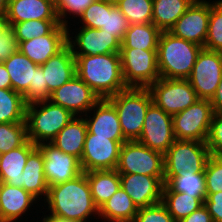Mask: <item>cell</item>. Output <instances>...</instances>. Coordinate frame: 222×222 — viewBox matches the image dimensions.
I'll list each match as a JSON object with an SVG mask.
<instances>
[{
	"label": "cell",
	"mask_w": 222,
	"mask_h": 222,
	"mask_svg": "<svg viewBox=\"0 0 222 222\" xmlns=\"http://www.w3.org/2000/svg\"><path fill=\"white\" fill-rule=\"evenodd\" d=\"M44 158V174L48 186L65 183L83 173L80 160L59 150L51 142L37 145Z\"/></svg>",
	"instance_id": "cell-15"
},
{
	"label": "cell",
	"mask_w": 222,
	"mask_h": 222,
	"mask_svg": "<svg viewBox=\"0 0 222 222\" xmlns=\"http://www.w3.org/2000/svg\"><path fill=\"white\" fill-rule=\"evenodd\" d=\"M138 212L133 200L120 187L117 192L99 208L97 216L103 222H133ZM106 219V220H105Z\"/></svg>",
	"instance_id": "cell-29"
},
{
	"label": "cell",
	"mask_w": 222,
	"mask_h": 222,
	"mask_svg": "<svg viewBox=\"0 0 222 222\" xmlns=\"http://www.w3.org/2000/svg\"><path fill=\"white\" fill-rule=\"evenodd\" d=\"M49 100L70 111L74 116H84L100 98L75 75L70 81L53 91Z\"/></svg>",
	"instance_id": "cell-17"
},
{
	"label": "cell",
	"mask_w": 222,
	"mask_h": 222,
	"mask_svg": "<svg viewBox=\"0 0 222 222\" xmlns=\"http://www.w3.org/2000/svg\"><path fill=\"white\" fill-rule=\"evenodd\" d=\"M51 92L48 90V85L45 83L44 73L41 66L35 69L34 85H30L28 91L23 95L27 104L50 99Z\"/></svg>",
	"instance_id": "cell-44"
},
{
	"label": "cell",
	"mask_w": 222,
	"mask_h": 222,
	"mask_svg": "<svg viewBox=\"0 0 222 222\" xmlns=\"http://www.w3.org/2000/svg\"><path fill=\"white\" fill-rule=\"evenodd\" d=\"M210 1L195 0L169 32L204 48L208 34Z\"/></svg>",
	"instance_id": "cell-14"
},
{
	"label": "cell",
	"mask_w": 222,
	"mask_h": 222,
	"mask_svg": "<svg viewBox=\"0 0 222 222\" xmlns=\"http://www.w3.org/2000/svg\"><path fill=\"white\" fill-rule=\"evenodd\" d=\"M115 169L119 174L164 177V154L148 148L137 140L125 141L121 145Z\"/></svg>",
	"instance_id": "cell-7"
},
{
	"label": "cell",
	"mask_w": 222,
	"mask_h": 222,
	"mask_svg": "<svg viewBox=\"0 0 222 222\" xmlns=\"http://www.w3.org/2000/svg\"><path fill=\"white\" fill-rule=\"evenodd\" d=\"M92 110L93 114L89 115ZM83 117L91 134L109 137V140L117 142L127 141L123 136L118 113L107 98L100 99Z\"/></svg>",
	"instance_id": "cell-19"
},
{
	"label": "cell",
	"mask_w": 222,
	"mask_h": 222,
	"mask_svg": "<svg viewBox=\"0 0 222 222\" xmlns=\"http://www.w3.org/2000/svg\"><path fill=\"white\" fill-rule=\"evenodd\" d=\"M205 198H194L182 192H162V203L176 222L204 205Z\"/></svg>",
	"instance_id": "cell-33"
},
{
	"label": "cell",
	"mask_w": 222,
	"mask_h": 222,
	"mask_svg": "<svg viewBox=\"0 0 222 222\" xmlns=\"http://www.w3.org/2000/svg\"><path fill=\"white\" fill-rule=\"evenodd\" d=\"M59 24V20H28L19 23H9V26L13 30L19 44L35 37L45 36Z\"/></svg>",
	"instance_id": "cell-35"
},
{
	"label": "cell",
	"mask_w": 222,
	"mask_h": 222,
	"mask_svg": "<svg viewBox=\"0 0 222 222\" xmlns=\"http://www.w3.org/2000/svg\"><path fill=\"white\" fill-rule=\"evenodd\" d=\"M123 143L109 140V137L96 136L88 131L80 160L82 171L115 169Z\"/></svg>",
	"instance_id": "cell-13"
},
{
	"label": "cell",
	"mask_w": 222,
	"mask_h": 222,
	"mask_svg": "<svg viewBox=\"0 0 222 222\" xmlns=\"http://www.w3.org/2000/svg\"><path fill=\"white\" fill-rule=\"evenodd\" d=\"M107 99L118 113L124 138L127 141L138 140L147 109L153 103L149 89L128 87Z\"/></svg>",
	"instance_id": "cell-5"
},
{
	"label": "cell",
	"mask_w": 222,
	"mask_h": 222,
	"mask_svg": "<svg viewBox=\"0 0 222 222\" xmlns=\"http://www.w3.org/2000/svg\"><path fill=\"white\" fill-rule=\"evenodd\" d=\"M210 103L213 107L214 113H222V76L218 88L216 89L214 96L210 100Z\"/></svg>",
	"instance_id": "cell-49"
},
{
	"label": "cell",
	"mask_w": 222,
	"mask_h": 222,
	"mask_svg": "<svg viewBox=\"0 0 222 222\" xmlns=\"http://www.w3.org/2000/svg\"><path fill=\"white\" fill-rule=\"evenodd\" d=\"M121 188L137 208H144L162 201L164 177L139 174H119Z\"/></svg>",
	"instance_id": "cell-18"
},
{
	"label": "cell",
	"mask_w": 222,
	"mask_h": 222,
	"mask_svg": "<svg viewBox=\"0 0 222 222\" xmlns=\"http://www.w3.org/2000/svg\"><path fill=\"white\" fill-rule=\"evenodd\" d=\"M43 219H41V222H72V221H68V220H63V219H59V218H46L45 216L42 215Z\"/></svg>",
	"instance_id": "cell-53"
},
{
	"label": "cell",
	"mask_w": 222,
	"mask_h": 222,
	"mask_svg": "<svg viewBox=\"0 0 222 222\" xmlns=\"http://www.w3.org/2000/svg\"><path fill=\"white\" fill-rule=\"evenodd\" d=\"M0 89H12L11 79L3 62H0Z\"/></svg>",
	"instance_id": "cell-50"
},
{
	"label": "cell",
	"mask_w": 222,
	"mask_h": 222,
	"mask_svg": "<svg viewBox=\"0 0 222 222\" xmlns=\"http://www.w3.org/2000/svg\"><path fill=\"white\" fill-rule=\"evenodd\" d=\"M6 18L8 23L58 20L56 7L49 0H9Z\"/></svg>",
	"instance_id": "cell-23"
},
{
	"label": "cell",
	"mask_w": 222,
	"mask_h": 222,
	"mask_svg": "<svg viewBox=\"0 0 222 222\" xmlns=\"http://www.w3.org/2000/svg\"><path fill=\"white\" fill-rule=\"evenodd\" d=\"M80 27L75 28V31L78 30L75 32L76 34L72 32L74 37L70 33V26L67 27V44L71 47L73 55H101L120 52L121 42L114 35L101 29Z\"/></svg>",
	"instance_id": "cell-16"
},
{
	"label": "cell",
	"mask_w": 222,
	"mask_h": 222,
	"mask_svg": "<svg viewBox=\"0 0 222 222\" xmlns=\"http://www.w3.org/2000/svg\"><path fill=\"white\" fill-rule=\"evenodd\" d=\"M206 197L222 191V156H213L207 160L205 170Z\"/></svg>",
	"instance_id": "cell-40"
},
{
	"label": "cell",
	"mask_w": 222,
	"mask_h": 222,
	"mask_svg": "<svg viewBox=\"0 0 222 222\" xmlns=\"http://www.w3.org/2000/svg\"><path fill=\"white\" fill-rule=\"evenodd\" d=\"M195 0H153L152 23L169 31Z\"/></svg>",
	"instance_id": "cell-30"
},
{
	"label": "cell",
	"mask_w": 222,
	"mask_h": 222,
	"mask_svg": "<svg viewBox=\"0 0 222 222\" xmlns=\"http://www.w3.org/2000/svg\"><path fill=\"white\" fill-rule=\"evenodd\" d=\"M1 188H2V182L0 181V191H1Z\"/></svg>",
	"instance_id": "cell-56"
},
{
	"label": "cell",
	"mask_w": 222,
	"mask_h": 222,
	"mask_svg": "<svg viewBox=\"0 0 222 222\" xmlns=\"http://www.w3.org/2000/svg\"><path fill=\"white\" fill-rule=\"evenodd\" d=\"M203 47L162 31L158 40L157 65L161 78L187 79Z\"/></svg>",
	"instance_id": "cell-3"
},
{
	"label": "cell",
	"mask_w": 222,
	"mask_h": 222,
	"mask_svg": "<svg viewBox=\"0 0 222 222\" xmlns=\"http://www.w3.org/2000/svg\"><path fill=\"white\" fill-rule=\"evenodd\" d=\"M10 28L6 14H0V36Z\"/></svg>",
	"instance_id": "cell-51"
},
{
	"label": "cell",
	"mask_w": 222,
	"mask_h": 222,
	"mask_svg": "<svg viewBox=\"0 0 222 222\" xmlns=\"http://www.w3.org/2000/svg\"><path fill=\"white\" fill-rule=\"evenodd\" d=\"M37 147L30 140L22 146L0 154V181L21 188V177L29 154Z\"/></svg>",
	"instance_id": "cell-24"
},
{
	"label": "cell",
	"mask_w": 222,
	"mask_h": 222,
	"mask_svg": "<svg viewBox=\"0 0 222 222\" xmlns=\"http://www.w3.org/2000/svg\"><path fill=\"white\" fill-rule=\"evenodd\" d=\"M27 140L26 122L0 123V154L22 146Z\"/></svg>",
	"instance_id": "cell-37"
},
{
	"label": "cell",
	"mask_w": 222,
	"mask_h": 222,
	"mask_svg": "<svg viewBox=\"0 0 222 222\" xmlns=\"http://www.w3.org/2000/svg\"><path fill=\"white\" fill-rule=\"evenodd\" d=\"M87 132V123L84 117L75 116L51 143L64 153L81 160Z\"/></svg>",
	"instance_id": "cell-26"
},
{
	"label": "cell",
	"mask_w": 222,
	"mask_h": 222,
	"mask_svg": "<svg viewBox=\"0 0 222 222\" xmlns=\"http://www.w3.org/2000/svg\"><path fill=\"white\" fill-rule=\"evenodd\" d=\"M74 117L70 111L49 99L29 103L25 116L27 138L35 145L52 142Z\"/></svg>",
	"instance_id": "cell-4"
},
{
	"label": "cell",
	"mask_w": 222,
	"mask_h": 222,
	"mask_svg": "<svg viewBox=\"0 0 222 222\" xmlns=\"http://www.w3.org/2000/svg\"><path fill=\"white\" fill-rule=\"evenodd\" d=\"M103 1L112 5H117L120 2V0H103Z\"/></svg>",
	"instance_id": "cell-54"
},
{
	"label": "cell",
	"mask_w": 222,
	"mask_h": 222,
	"mask_svg": "<svg viewBox=\"0 0 222 222\" xmlns=\"http://www.w3.org/2000/svg\"><path fill=\"white\" fill-rule=\"evenodd\" d=\"M148 89L153 103L170 115L185 110L199 99L187 79H164L160 77Z\"/></svg>",
	"instance_id": "cell-10"
},
{
	"label": "cell",
	"mask_w": 222,
	"mask_h": 222,
	"mask_svg": "<svg viewBox=\"0 0 222 222\" xmlns=\"http://www.w3.org/2000/svg\"><path fill=\"white\" fill-rule=\"evenodd\" d=\"M21 177V188L30 192L39 201L48 194V183L44 174V158L38 147L28 156Z\"/></svg>",
	"instance_id": "cell-25"
},
{
	"label": "cell",
	"mask_w": 222,
	"mask_h": 222,
	"mask_svg": "<svg viewBox=\"0 0 222 222\" xmlns=\"http://www.w3.org/2000/svg\"><path fill=\"white\" fill-rule=\"evenodd\" d=\"M11 79L12 90L24 95L34 85L35 69L39 66L19 50L3 61Z\"/></svg>",
	"instance_id": "cell-27"
},
{
	"label": "cell",
	"mask_w": 222,
	"mask_h": 222,
	"mask_svg": "<svg viewBox=\"0 0 222 222\" xmlns=\"http://www.w3.org/2000/svg\"><path fill=\"white\" fill-rule=\"evenodd\" d=\"M40 66L43 69L45 83L51 93L76 75L75 57L68 44Z\"/></svg>",
	"instance_id": "cell-22"
},
{
	"label": "cell",
	"mask_w": 222,
	"mask_h": 222,
	"mask_svg": "<svg viewBox=\"0 0 222 222\" xmlns=\"http://www.w3.org/2000/svg\"><path fill=\"white\" fill-rule=\"evenodd\" d=\"M204 48L222 52V0L211 2L208 34Z\"/></svg>",
	"instance_id": "cell-38"
},
{
	"label": "cell",
	"mask_w": 222,
	"mask_h": 222,
	"mask_svg": "<svg viewBox=\"0 0 222 222\" xmlns=\"http://www.w3.org/2000/svg\"><path fill=\"white\" fill-rule=\"evenodd\" d=\"M94 1L95 0H60L55 5L60 24L68 27V19H70L69 16L72 14L74 19L77 17L79 18L86 8H88Z\"/></svg>",
	"instance_id": "cell-41"
},
{
	"label": "cell",
	"mask_w": 222,
	"mask_h": 222,
	"mask_svg": "<svg viewBox=\"0 0 222 222\" xmlns=\"http://www.w3.org/2000/svg\"><path fill=\"white\" fill-rule=\"evenodd\" d=\"M51 1L54 5H56L60 0H49Z\"/></svg>",
	"instance_id": "cell-55"
},
{
	"label": "cell",
	"mask_w": 222,
	"mask_h": 222,
	"mask_svg": "<svg viewBox=\"0 0 222 222\" xmlns=\"http://www.w3.org/2000/svg\"><path fill=\"white\" fill-rule=\"evenodd\" d=\"M213 115L210 100L198 99L185 110L172 115L175 138L206 142Z\"/></svg>",
	"instance_id": "cell-9"
},
{
	"label": "cell",
	"mask_w": 222,
	"mask_h": 222,
	"mask_svg": "<svg viewBox=\"0 0 222 222\" xmlns=\"http://www.w3.org/2000/svg\"><path fill=\"white\" fill-rule=\"evenodd\" d=\"M18 51L17 38L11 28L0 36V62L7 60Z\"/></svg>",
	"instance_id": "cell-46"
},
{
	"label": "cell",
	"mask_w": 222,
	"mask_h": 222,
	"mask_svg": "<svg viewBox=\"0 0 222 222\" xmlns=\"http://www.w3.org/2000/svg\"><path fill=\"white\" fill-rule=\"evenodd\" d=\"M209 157L206 142L176 139L164 153V184L180 171L204 173Z\"/></svg>",
	"instance_id": "cell-6"
},
{
	"label": "cell",
	"mask_w": 222,
	"mask_h": 222,
	"mask_svg": "<svg viewBox=\"0 0 222 222\" xmlns=\"http://www.w3.org/2000/svg\"><path fill=\"white\" fill-rule=\"evenodd\" d=\"M179 222H213L211 214L203 205Z\"/></svg>",
	"instance_id": "cell-48"
},
{
	"label": "cell",
	"mask_w": 222,
	"mask_h": 222,
	"mask_svg": "<svg viewBox=\"0 0 222 222\" xmlns=\"http://www.w3.org/2000/svg\"><path fill=\"white\" fill-rule=\"evenodd\" d=\"M9 0H0V14H6Z\"/></svg>",
	"instance_id": "cell-52"
},
{
	"label": "cell",
	"mask_w": 222,
	"mask_h": 222,
	"mask_svg": "<svg viewBox=\"0 0 222 222\" xmlns=\"http://www.w3.org/2000/svg\"><path fill=\"white\" fill-rule=\"evenodd\" d=\"M129 25L152 23L153 0H120L116 5Z\"/></svg>",
	"instance_id": "cell-36"
},
{
	"label": "cell",
	"mask_w": 222,
	"mask_h": 222,
	"mask_svg": "<svg viewBox=\"0 0 222 222\" xmlns=\"http://www.w3.org/2000/svg\"><path fill=\"white\" fill-rule=\"evenodd\" d=\"M128 27L129 23L118 6L106 2V20L104 26L100 29L108 34L114 35L122 42Z\"/></svg>",
	"instance_id": "cell-39"
},
{
	"label": "cell",
	"mask_w": 222,
	"mask_h": 222,
	"mask_svg": "<svg viewBox=\"0 0 222 222\" xmlns=\"http://www.w3.org/2000/svg\"><path fill=\"white\" fill-rule=\"evenodd\" d=\"M68 28L57 25L49 34L20 42L18 50L37 65H43L67 45Z\"/></svg>",
	"instance_id": "cell-20"
},
{
	"label": "cell",
	"mask_w": 222,
	"mask_h": 222,
	"mask_svg": "<svg viewBox=\"0 0 222 222\" xmlns=\"http://www.w3.org/2000/svg\"><path fill=\"white\" fill-rule=\"evenodd\" d=\"M38 202L39 200L36 197L23 188L2 183L0 222H16L19 218L22 219L30 211L28 209Z\"/></svg>",
	"instance_id": "cell-21"
},
{
	"label": "cell",
	"mask_w": 222,
	"mask_h": 222,
	"mask_svg": "<svg viewBox=\"0 0 222 222\" xmlns=\"http://www.w3.org/2000/svg\"><path fill=\"white\" fill-rule=\"evenodd\" d=\"M204 206L211 214L213 222H222V191L209 194L204 200Z\"/></svg>",
	"instance_id": "cell-47"
},
{
	"label": "cell",
	"mask_w": 222,
	"mask_h": 222,
	"mask_svg": "<svg viewBox=\"0 0 222 222\" xmlns=\"http://www.w3.org/2000/svg\"><path fill=\"white\" fill-rule=\"evenodd\" d=\"M76 75L84 81L100 99L109 98L127 89L119 53L101 55H74Z\"/></svg>",
	"instance_id": "cell-2"
},
{
	"label": "cell",
	"mask_w": 222,
	"mask_h": 222,
	"mask_svg": "<svg viewBox=\"0 0 222 222\" xmlns=\"http://www.w3.org/2000/svg\"><path fill=\"white\" fill-rule=\"evenodd\" d=\"M162 192H182L194 198H206L205 175L180 171L164 184Z\"/></svg>",
	"instance_id": "cell-32"
},
{
	"label": "cell",
	"mask_w": 222,
	"mask_h": 222,
	"mask_svg": "<svg viewBox=\"0 0 222 222\" xmlns=\"http://www.w3.org/2000/svg\"><path fill=\"white\" fill-rule=\"evenodd\" d=\"M161 31L153 24H131L125 32L121 48L157 50Z\"/></svg>",
	"instance_id": "cell-31"
},
{
	"label": "cell",
	"mask_w": 222,
	"mask_h": 222,
	"mask_svg": "<svg viewBox=\"0 0 222 222\" xmlns=\"http://www.w3.org/2000/svg\"><path fill=\"white\" fill-rule=\"evenodd\" d=\"M90 186L95 205L103 206L121 187L120 176L116 169L93 170L84 172Z\"/></svg>",
	"instance_id": "cell-28"
},
{
	"label": "cell",
	"mask_w": 222,
	"mask_h": 222,
	"mask_svg": "<svg viewBox=\"0 0 222 222\" xmlns=\"http://www.w3.org/2000/svg\"><path fill=\"white\" fill-rule=\"evenodd\" d=\"M119 54L127 87L148 88L160 78L157 50L120 48Z\"/></svg>",
	"instance_id": "cell-8"
},
{
	"label": "cell",
	"mask_w": 222,
	"mask_h": 222,
	"mask_svg": "<svg viewBox=\"0 0 222 222\" xmlns=\"http://www.w3.org/2000/svg\"><path fill=\"white\" fill-rule=\"evenodd\" d=\"M106 20V2L95 0L79 17L82 27L100 29ZM80 21V22H79Z\"/></svg>",
	"instance_id": "cell-42"
},
{
	"label": "cell",
	"mask_w": 222,
	"mask_h": 222,
	"mask_svg": "<svg viewBox=\"0 0 222 222\" xmlns=\"http://www.w3.org/2000/svg\"><path fill=\"white\" fill-rule=\"evenodd\" d=\"M222 76V52L202 48L187 78L199 99L211 100Z\"/></svg>",
	"instance_id": "cell-11"
},
{
	"label": "cell",
	"mask_w": 222,
	"mask_h": 222,
	"mask_svg": "<svg viewBox=\"0 0 222 222\" xmlns=\"http://www.w3.org/2000/svg\"><path fill=\"white\" fill-rule=\"evenodd\" d=\"M26 106L22 94L0 89V123L25 122Z\"/></svg>",
	"instance_id": "cell-34"
},
{
	"label": "cell",
	"mask_w": 222,
	"mask_h": 222,
	"mask_svg": "<svg viewBox=\"0 0 222 222\" xmlns=\"http://www.w3.org/2000/svg\"><path fill=\"white\" fill-rule=\"evenodd\" d=\"M133 222H176L168 212L166 206L159 202L157 204L139 208Z\"/></svg>",
	"instance_id": "cell-43"
},
{
	"label": "cell",
	"mask_w": 222,
	"mask_h": 222,
	"mask_svg": "<svg viewBox=\"0 0 222 222\" xmlns=\"http://www.w3.org/2000/svg\"><path fill=\"white\" fill-rule=\"evenodd\" d=\"M175 140L172 115L152 103L147 109L143 129L137 141L164 154Z\"/></svg>",
	"instance_id": "cell-12"
},
{
	"label": "cell",
	"mask_w": 222,
	"mask_h": 222,
	"mask_svg": "<svg viewBox=\"0 0 222 222\" xmlns=\"http://www.w3.org/2000/svg\"><path fill=\"white\" fill-rule=\"evenodd\" d=\"M47 203L49 214L46 218H59L72 222H90L99 215L95 205L86 174L83 172L73 180L48 186ZM96 215V216H95Z\"/></svg>",
	"instance_id": "cell-1"
},
{
	"label": "cell",
	"mask_w": 222,
	"mask_h": 222,
	"mask_svg": "<svg viewBox=\"0 0 222 222\" xmlns=\"http://www.w3.org/2000/svg\"><path fill=\"white\" fill-rule=\"evenodd\" d=\"M206 145L210 155L222 156V113H214Z\"/></svg>",
	"instance_id": "cell-45"
}]
</instances>
